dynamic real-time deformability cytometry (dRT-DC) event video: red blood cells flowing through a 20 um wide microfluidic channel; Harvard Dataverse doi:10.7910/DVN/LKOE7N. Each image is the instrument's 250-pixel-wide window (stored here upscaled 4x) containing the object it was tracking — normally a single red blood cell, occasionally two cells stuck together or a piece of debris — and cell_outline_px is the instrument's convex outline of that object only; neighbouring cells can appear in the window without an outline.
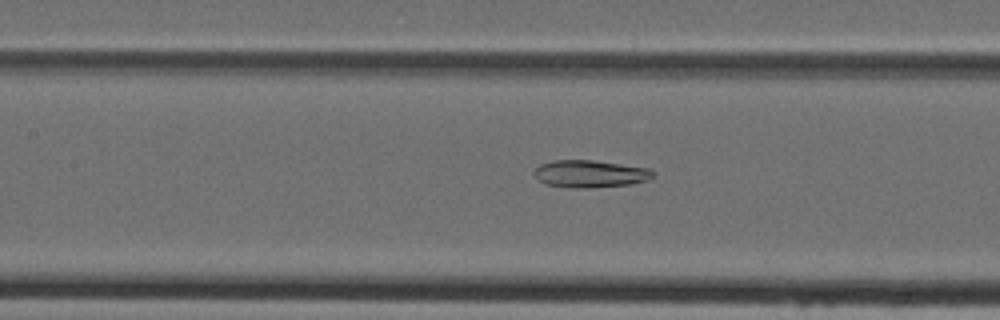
{"species": "Egyptian fruit bat (a non-hibernating species)", "species_latin": "Rousettus aegyptiacus", "temperature_condition": "cold", "stored_images_in_passage": 38, "camera_frame_rate_fps": 3000, "um_per_image_px": 0.085, "animal": {"sex": "female"}, "frame": {"image": 1, "passage_image": 12, "time_ms": 3.667, "image_size_px": [1000, 320], "cell_outline_px": [[656, 172], [648, 180], [632, 184], [592, 188], [568, 188], [544, 184], [532, 172], [540, 164], [552, 160], [592, 160], [648, 168]], "centroid_in_image_um": [50.14, 14.78], "position_along_channel_um": 157.3, "area_um2": 19.07}}
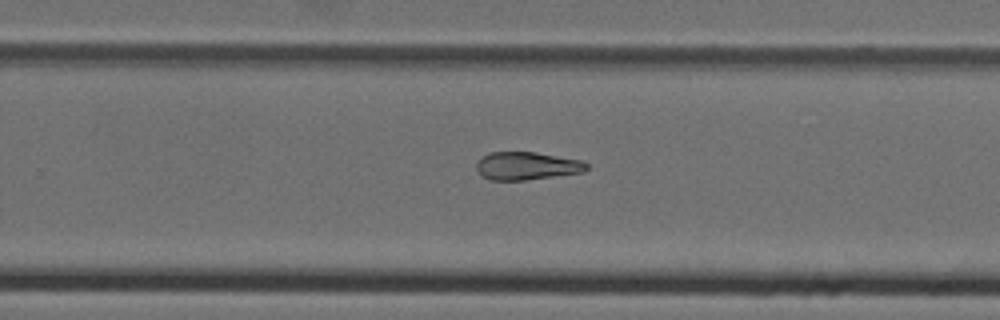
{"frame": {"image": 2, "passage_image": 21, "time_ms": 6.667, "image_size_px": [1000, 320], "cell_outline_px": [[588, 168], [584, 172], [524, 180], [488, 180], [476, 172], [476, 164], [488, 152], [536, 152], [580, 160], [588, 164]], "centroid_in_image_um": [44.75, 14.1], "position_along_channel_um": 285.0, "area_um2": 17.92}}
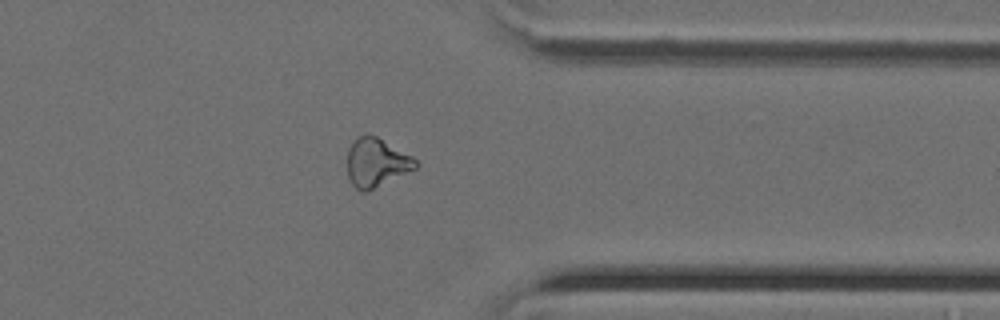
{"frame": {"image": 3, "passage_image": 28, "time_ms": 9.0, "image_size_px": [1000, 320], "cell_outline_px": [[420, 164], [416, 168], [368, 192], [360, 192], [352, 184], [348, 176], [348, 148], [364, 132], [368, 132], [376, 136], [412, 156]], "centroid_in_image_um": [31.99, 13.82], "position_along_channel_um": 379.4, "area_um2": 19.42}}